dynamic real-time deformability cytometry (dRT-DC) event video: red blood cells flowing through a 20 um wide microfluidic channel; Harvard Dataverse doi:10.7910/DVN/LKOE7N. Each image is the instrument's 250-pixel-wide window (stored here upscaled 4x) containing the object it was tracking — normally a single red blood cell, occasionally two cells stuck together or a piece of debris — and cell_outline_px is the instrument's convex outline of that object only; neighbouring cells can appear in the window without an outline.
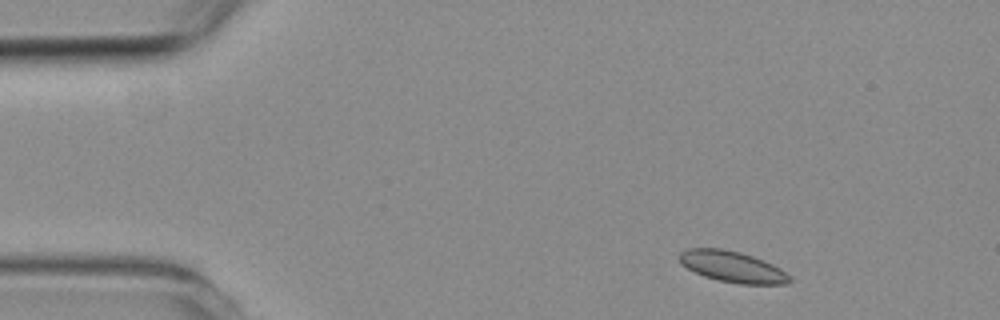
{"species": "common noctule bat (a hibernating species)", "species_latin": "Nyctalus noctula", "temperature_condition": "room temperature", "stored_images_in_passage": 3, "camera_frame_rate_fps": 3000, "um_per_image_px": 0.085, "animal": {"sex": "female", "body_mass_g": 19.3, "forearm_length_mm": 54.1}, "frame": {"image": 1, "passage_image": 1, "time_ms": 0.0, "image_size_px": [1000, 320], "cell_outline_px": [[792, 280], [788, 284], [740, 284], [716, 280], [704, 276], [680, 264], [676, 256], [680, 252], [688, 248], [720, 248], [740, 252], [764, 260], [780, 268]], "centroid_in_image_um": [62.21, 22.67], "position_along_channel_um": 22.8, "area_um2": 20.06}}